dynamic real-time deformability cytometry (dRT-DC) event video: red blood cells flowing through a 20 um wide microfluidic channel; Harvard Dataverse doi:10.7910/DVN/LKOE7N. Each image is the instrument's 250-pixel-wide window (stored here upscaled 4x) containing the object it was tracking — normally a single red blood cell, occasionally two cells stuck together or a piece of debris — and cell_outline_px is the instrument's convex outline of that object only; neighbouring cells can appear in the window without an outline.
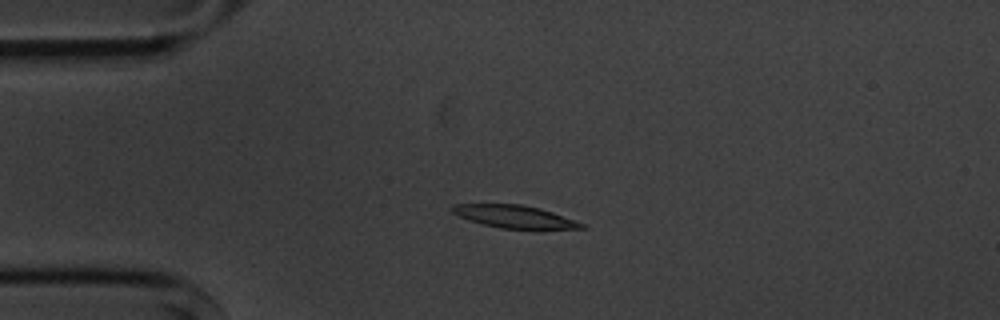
{"species": "common noctule bat (a hibernating species)", "species_latin": "Nyctalus noctula", "temperature_condition": "cold", "stored_images_in_passage": 4, "camera_frame_rate_fps": 3000, "um_per_image_px": 0.085, "animal": {"sex": "male", "body_mass_g": 20.1, "forearm_length_mm": 53.5}, "frame": {"image": 1, "passage_image": 3, "time_ms": 2.333, "image_size_px": [1000, 320], "cell_outline_px": [[588, 228], [536, 232], [500, 228], [468, 220], [452, 212], [448, 208], [452, 204], [520, 204], [540, 208], [552, 212], [584, 224]], "centroid_in_image_um": [43.82, 18.47], "position_along_channel_um": 41.2, "area_um2": 17.98}}